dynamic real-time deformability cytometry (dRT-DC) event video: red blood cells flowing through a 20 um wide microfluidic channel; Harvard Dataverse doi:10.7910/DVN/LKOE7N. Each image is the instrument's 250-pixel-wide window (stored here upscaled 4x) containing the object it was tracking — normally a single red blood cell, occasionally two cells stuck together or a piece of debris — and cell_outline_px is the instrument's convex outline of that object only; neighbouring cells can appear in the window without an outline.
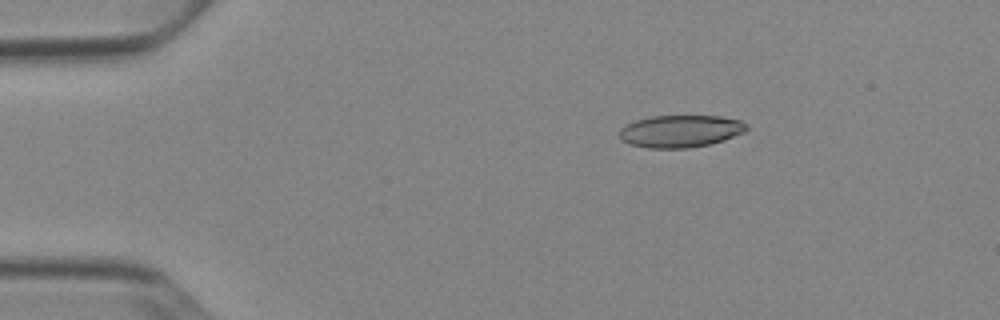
{"species": "Egyptian fruit bat (a non-hibernating species)", "species_latin": "Rousettus aegyptiacus", "temperature_condition": "cold", "stored_images_in_passage": 44, "camera_frame_rate_fps": 3000, "um_per_image_px": 0.085, "animal": {"sex": "female"}, "frame": {"image": 1, "passage_image": 1, "time_ms": 0.0, "image_size_px": [1000, 320], "cell_outline_px": [[748, 128], [744, 132], [724, 140], [708, 144], [688, 148], [648, 148], [632, 144], [620, 140], [620, 128], [636, 120], [652, 116], [720, 116], [740, 120], [748, 124]], "centroid_in_image_um": [57.86, 11.15], "position_along_channel_um": 27.1, "area_um2": 23.81}}
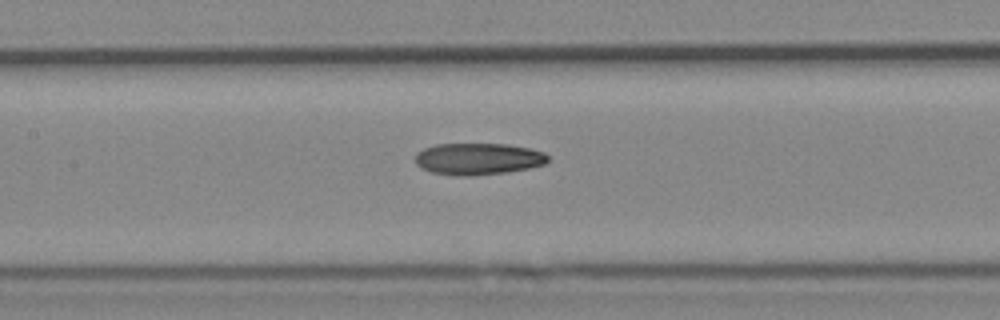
{"frame": {"image": 2, "passage_image": 17, "time_ms": 5.333, "image_size_px": [1000, 320], "cell_outline_px": [[548, 160], [544, 164], [528, 168], [508, 172], [468, 176], [460, 176], [432, 172], [420, 168], [416, 164], [416, 156], [424, 148], [436, 144], [504, 144], [528, 148], [544, 152], [548, 156]], "centroid_in_image_um": [40.64, 13.51], "position_along_channel_um": 166.8, "area_um2": 24.33}}
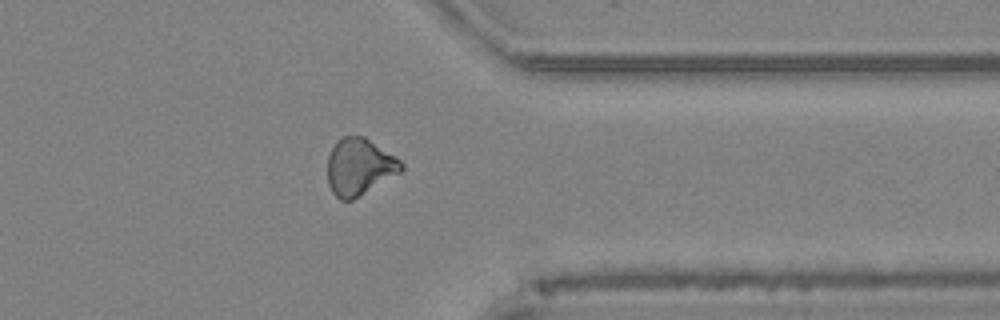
{"frame": {"image": 3, "passage_image": 34, "time_ms": 11.0, "image_size_px": [1000, 320], "cell_outline_px": [[404, 168], [400, 172], [352, 200], [340, 200], [332, 192], [328, 184], [328, 156], [336, 140], [344, 136], [364, 136], [400, 160], [404, 164]], "centroid_in_image_um": [30.52, 14.17], "position_along_channel_um": 380.9, "area_um2": 24.16}, "authors_computed_cell_mechanics": {"area_um2": 24.3049, "velocity_mm_per_s": 3.885, "shape_relaxation_time_tau1_ms": null, "shape_relaxation_time_tau2_ms": 6.6104, "deformation_change_tau1": null, "deformation_change_tau2": 0.1587}}